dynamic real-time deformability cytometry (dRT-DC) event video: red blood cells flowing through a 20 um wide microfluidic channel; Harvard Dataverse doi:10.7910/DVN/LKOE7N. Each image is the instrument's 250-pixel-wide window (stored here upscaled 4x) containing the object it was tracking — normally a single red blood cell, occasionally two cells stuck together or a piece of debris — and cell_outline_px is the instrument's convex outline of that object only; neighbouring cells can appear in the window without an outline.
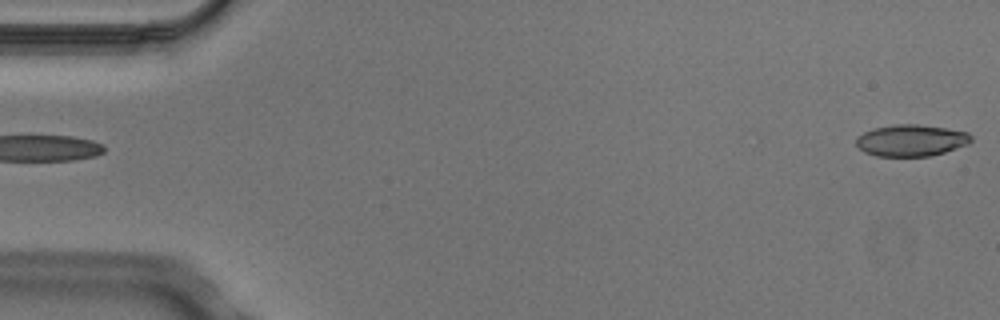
{"species": "Egyptian fruit bat (a non-hibernating species)", "species_latin": "Rousettus aegyptiacus", "temperature_condition": "cold", "stored_images_in_passage": 5, "segment_of_instrument_passage": [2, 2], "camera_frame_rate_fps": 3000, "um_per_image_px": 0.085, "animal": {"sex": "male"}, "frame": {"image": 1, "passage_image": 5, "time_ms": 1.333, "image_size_px": [1000, 320], "cell_outline_px": [[972, 140], [968, 144], [944, 152], [928, 156], [876, 156], [864, 152], [856, 144], [856, 136], [872, 128], [892, 124], [916, 124], [944, 128], [968, 132], [972, 136]], "centroid_in_image_um": [77.42, 11.93], "position_along_channel_um": 7.6, "area_um2": 21.21}}